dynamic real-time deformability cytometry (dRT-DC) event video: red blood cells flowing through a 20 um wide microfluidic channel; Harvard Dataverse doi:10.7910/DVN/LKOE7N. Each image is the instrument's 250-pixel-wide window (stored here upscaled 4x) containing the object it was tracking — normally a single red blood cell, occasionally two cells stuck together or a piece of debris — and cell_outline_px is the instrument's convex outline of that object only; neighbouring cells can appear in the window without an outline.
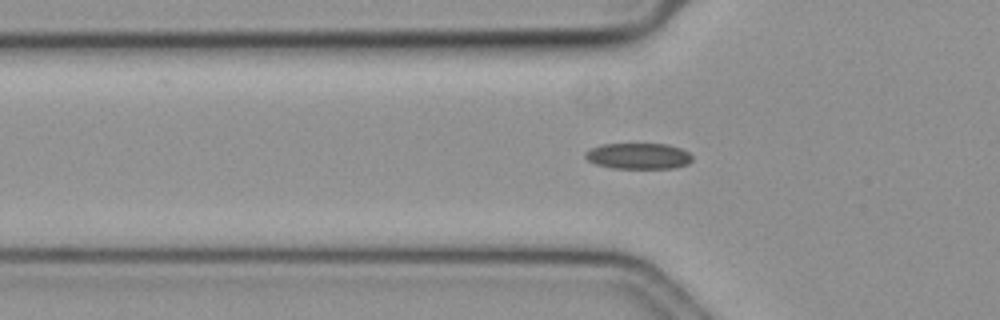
{"species": "common noctule bat (a hibernating species)", "species_latin": "Nyctalus noctula", "temperature_condition": "cold", "stored_images_in_passage": 42, "segment_of_instrument_passage": [1, 2], "camera_frame_rate_fps": 3000, "um_per_image_px": 0.085, "animal": {"sex": "female", "body_mass_g": 19.3, "forearm_length_mm": 54.1}, "frame": {"image": 1, "passage_image": 2, "time_ms": 0.333, "image_size_px": [1000, 320], "cell_outline_px": [[692, 160], [688, 164], [676, 168], [612, 168], [596, 164], [588, 160], [584, 156], [584, 152], [592, 148], [604, 144], [668, 144], [680, 148], [688, 152], [692, 156]], "centroid_in_image_um": [54.28, 13.26], "position_along_channel_um": 71.5, "area_um2": 16.18}}
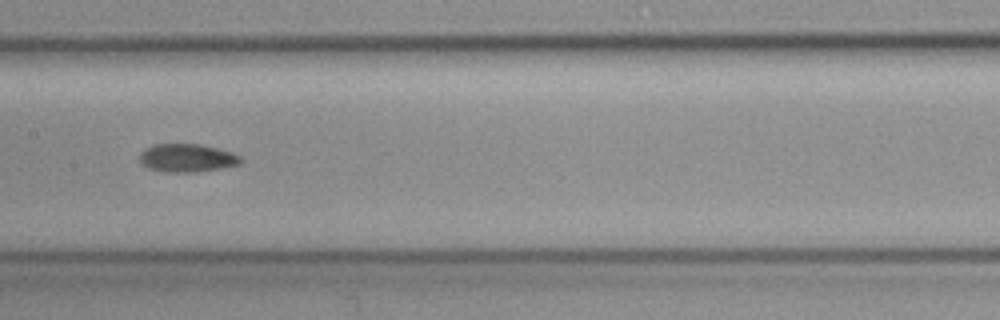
{"frame": {"image": 2, "passage_image": 12, "time_ms": 3.667, "image_size_px": [1000, 320], "cell_outline_px": [[244, 160], [240, 164], [224, 168], [192, 172], [164, 172], [148, 168], [140, 160], [140, 156], [152, 144], [200, 144], [232, 152], [240, 156]], "centroid_in_image_um": [15.96, 13.43], "position_along_channel_um": 191.4, "area_um2": 16.47}}
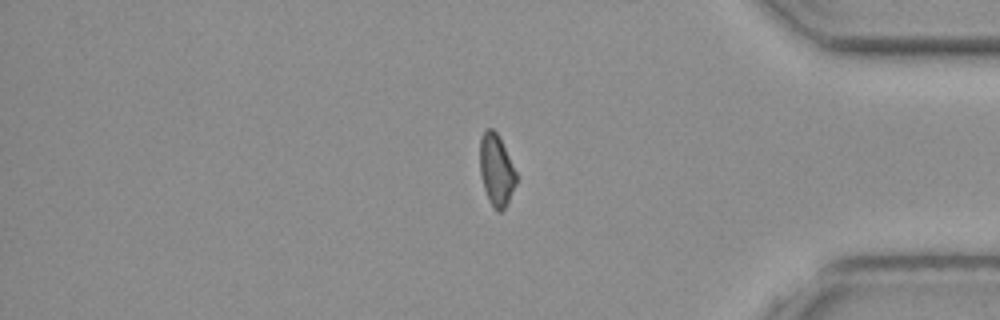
{"frame": {"image": 3, "passage_image": 31, "time_ms": 10.0, "image_size_px": [1000, 320], "cell_outline_px": [[516, 184], [504, 208], [500, 212], [496, 212], [484, 188], [480, 176], [480, 140], [484, 128], [492, 128], [496, 132], [516, 172]], "centroid_in_image_um": [42.16, 14.43], "position_along_channel_um": 393.0, "area_um2": 14.8}}